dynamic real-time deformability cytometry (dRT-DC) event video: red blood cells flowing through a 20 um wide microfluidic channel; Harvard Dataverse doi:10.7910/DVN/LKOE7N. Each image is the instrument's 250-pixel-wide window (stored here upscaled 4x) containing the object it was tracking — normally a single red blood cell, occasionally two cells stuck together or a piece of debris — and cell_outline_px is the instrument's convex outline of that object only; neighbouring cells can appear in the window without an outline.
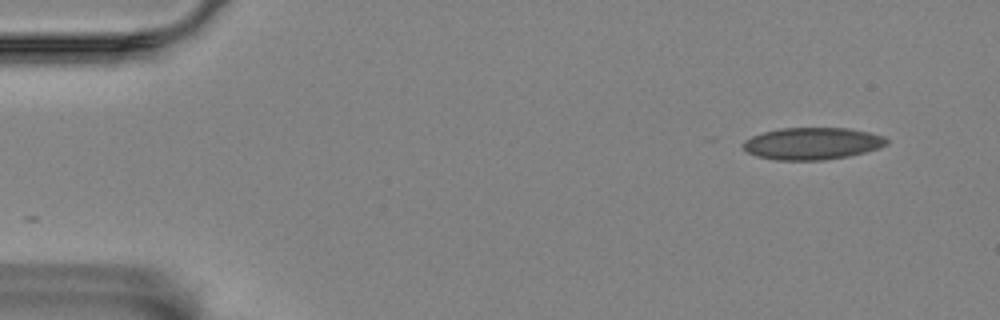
{"species": "Egyptian fruit bat (a non-hibernating species)", "species_latin": "Rousettus aegyptiacus", "temperature_condition": "room temperature", "stored_images_in_passage": 5, "camera_frame_rate_fps": 3000, "um_per_image_px": 0.085, "animal": {"sex": "female"}, "frame": {"image": 1, "passage_image": 1, "time_ms": 0.0, "image_size_px": [1000, 320], "cell_outline_px": [[888, 144], [880, 148], [848, 156], [824, 160], [776, 160], [756, 156], [748, 152], [744, 148], [744, 140], [752, 136], [764, 132], [780, 128], [848, 128], [868, 132], [884, 136], [888, 140]], "centroid_in_image_um": [69.06, 12.2], "position_along_channel_um": 15.9, "area_um2": 26.76}}
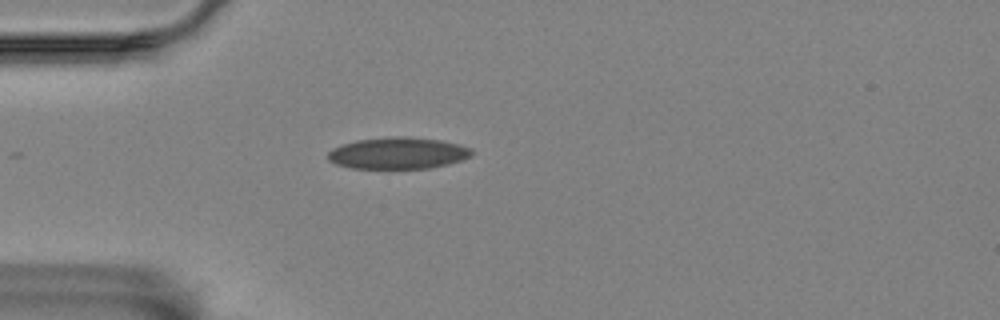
{"frame": {"image": 2, "passage_image": 4, "time_ms": 3.667, "image_size_px": [1000, 320], "cell_outline_px": [[472, 156], [448, 164], [428, 168], [352, 168], [336, 164], [328, 160], [328, 152], [332, 148], [356, 140], [388, 136], [404, 136], [440, 140], [460, 144], [472, 148]], "centroid_in_image_um": [33.83, 13.01], "position_along_channel_um": 51.2, "area_um2": 26.53}}